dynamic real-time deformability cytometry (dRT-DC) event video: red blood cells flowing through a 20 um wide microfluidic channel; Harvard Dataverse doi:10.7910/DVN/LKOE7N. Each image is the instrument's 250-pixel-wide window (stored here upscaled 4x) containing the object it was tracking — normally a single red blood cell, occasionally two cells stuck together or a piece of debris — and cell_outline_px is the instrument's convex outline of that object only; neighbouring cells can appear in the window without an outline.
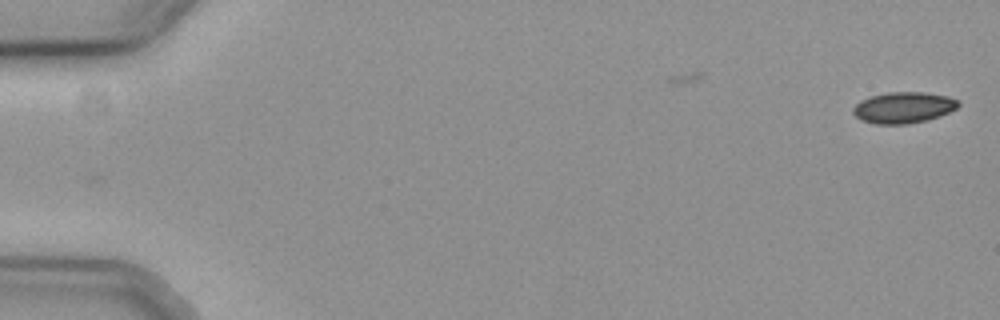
{"species": "common noctule bat (a hibernating species)", "species_latin": "Nyctalus noctula", "temperature_condition": "cold", "stored_images_in_passage": 9, "camera_frame_rate_fps": 3000, "um_per_image_px": 0.085, "animal": {"sex": "female", "body_mass_g": 19.3, "forearm_length_mm": 54.1}, "frame": {"image": 1, "passage_image": 1, "time_ms": 0.0, "image_size_px": [1000, 320], "cell_outline_px": [[960, 104], [956, 108], [940, 116], [928, 120], [908, 124], [876, 124], [860, 120], [852, 112], [852, 108], [860, 100], [872, 96], [888, 92], [924, 92], [948, 96], [956, 100]], "centroid_in_image_um": [76.77, 9.15], "position_along_channel_um": 8.2, "area_um2": 19.13}}